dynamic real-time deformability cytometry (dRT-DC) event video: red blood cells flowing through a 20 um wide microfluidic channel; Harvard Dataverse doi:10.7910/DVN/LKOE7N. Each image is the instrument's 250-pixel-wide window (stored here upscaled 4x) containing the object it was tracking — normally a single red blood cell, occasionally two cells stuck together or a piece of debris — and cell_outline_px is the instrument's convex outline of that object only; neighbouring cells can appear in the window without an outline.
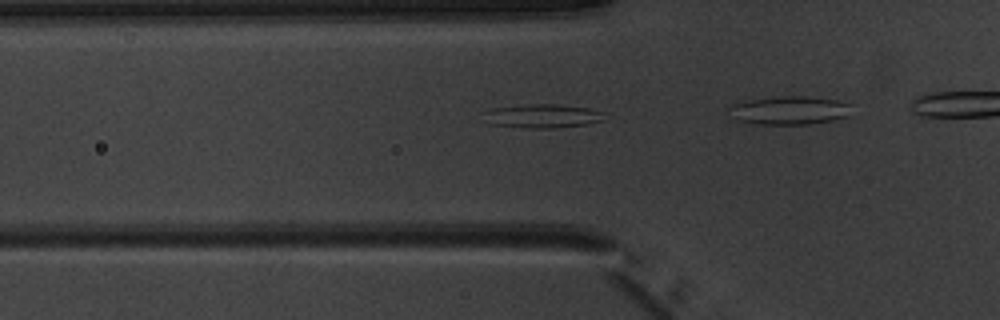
{"species": "common noctule bat (a hibernating species)", "species_latin": "Nyctalus noctula", "temperature_condition": "warm", "stored_images_in_passage": 17, "camera_frame_rate_fps": 3000, "um_per_image_px": 0.085, "animal": {"sex": "male", "body_mass_g": 20.1, "forearm_length_mm": 53.5}, "frame": {"image": 1, "passage_image": 12, "time_ms": 3.667, "image_size_px": [1000, 320], "cell_outline_px": [[608, 120], [588, 124], [552, 128], [524, 128], [488, 124], [480, 112], [492, 108], [524, 104], [556, 104], [588, 108], [608, 112]], "centroid_in_image_um": [46.14, 9.86], "position_along_channel_um": 79.7, "area_um2": 17.4}}